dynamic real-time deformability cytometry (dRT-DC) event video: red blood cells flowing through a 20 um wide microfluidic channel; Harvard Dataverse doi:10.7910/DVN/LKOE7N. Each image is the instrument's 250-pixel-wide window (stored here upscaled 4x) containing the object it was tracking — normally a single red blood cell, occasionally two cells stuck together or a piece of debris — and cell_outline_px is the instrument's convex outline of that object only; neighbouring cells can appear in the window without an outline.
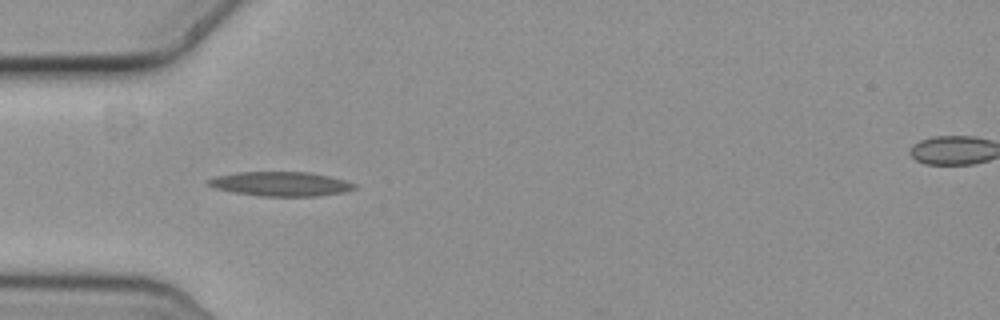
{"species": "common noctule bat (a hibernating species)", "species_latin": "Nyctalus noctula", "temperature_condition": "cold", "stored_images_in_passage": 39, "camera_frame_rate_fps": 3000, "um_per_image_px": 0.085, "animal": {"sex": "female", "body_mass_g": 19.3, "forearm_length_mm": 54.1}, "frame": {"image": 1, "passage_image": 1, "time_ms": 0.0, "image_size_px": [1000, 320], "cell_outline_px": [[356, 188], [344, 192], [320, 196], [260, 196], [232, 192], [216, 188], [204, 184], [204, 180], [216, 176], [236, 172], [308, 172], [328, 176], [344, 180], [356, 184]], "centroid_in_image_um": [23.8, 15.63], "position_along_channel_um": 61.2, "area_um2": 20.87}}
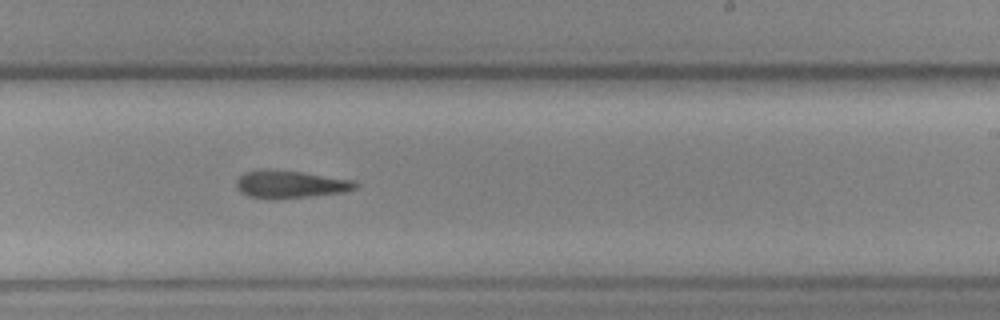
{"frame": {"image": 2, "passage_image": 18, "time_ms": 5.667, "image_size_px": [1000, 320], "cell_outline_px": [[360, 184], [356, 188], [344, 192], [272, 200], [268, 200], [248, 196], [240, 192], [236, 188], [236, 180], [244, 172], [264, 168], [268, 168], [300, 172], [352, 180]], "centroid_in_image_um": [24.6, 15.67], "position_along_channel_um": 264.4, "area_um2": 19.36}}
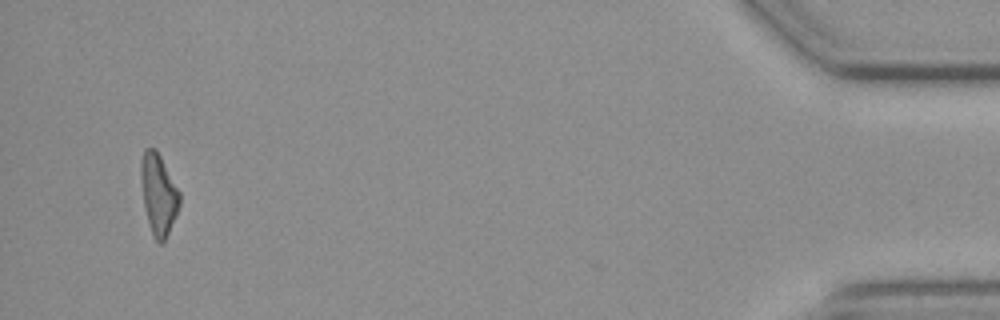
{"frame": {"image": 3, "passage_image": 38, "time_ms": 12.333, "image_size_px": [1000, 320], "cell_outline_px": [[180, 204], [176, 216], [164, 240], [160, 244], [152, 236], [148, 224], [144, 208], [140, 176], [140, 160], [144, 148], [156, 148], [180, 192]], "centroid_in_image_um": [13.45, 16.49], "position_along_channel_um": 421.7, "area_um2": 18.38}, "authors_computed_cell_mechanics": {"area_um2": 19.1896, "velocity_mm_per_s": 3.6438, "shape_relaxation_time_tau1_ms": null, "shape_relaxation_time_tau2_ms": 8.195, "deformation_change_tau1": null, "deformation_change_tau2": 0.2313}}